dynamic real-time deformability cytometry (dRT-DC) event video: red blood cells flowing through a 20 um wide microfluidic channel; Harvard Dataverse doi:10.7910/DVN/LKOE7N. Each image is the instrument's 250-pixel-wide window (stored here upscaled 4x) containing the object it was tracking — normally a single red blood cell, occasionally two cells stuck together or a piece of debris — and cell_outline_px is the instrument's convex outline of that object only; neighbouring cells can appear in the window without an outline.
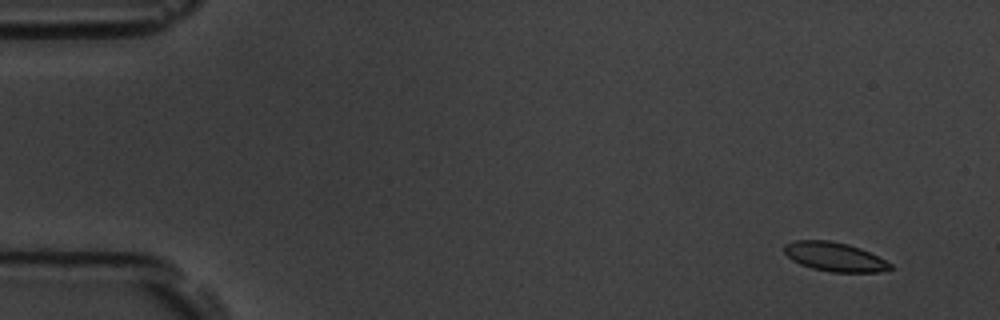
{"species": "common noctule bat (a hibernating species)", "species_latin": "Nyctalus noctula", "temperature_condition": "room temperature", "stored_images_in_passage": 4, "camera_frame_rate_fps": 3000, "um_per_image_px": 0.085, "animal": {"sex": "male", "body_mass_g": 19.5, "forearm_length_mm": 54.6}, "frame": {"image": 1, "passage_image": 1, "time_ms": 0.0, "image_size_px": [1000, 320], "cell_outline_px": [[892, 268], [880, 272], [832, 272], [812, 268], [800, 264], [792, 260], [784, 252], [784, 244], [796, 240], [828, 240], [848, 244], [860, 248], [892, 264]], "centroid_in_image_um": [70.91, 21.82], "position_along_channel_um": 14.1, "area_um2": 17.8}}